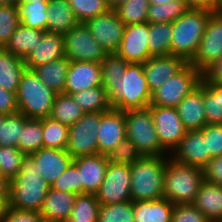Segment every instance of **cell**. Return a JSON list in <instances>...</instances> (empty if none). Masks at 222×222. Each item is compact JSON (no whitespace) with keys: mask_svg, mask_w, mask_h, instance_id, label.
I'll use <instances>...</instances> for the list:
<instances>
[{"mask_svg":"<svg viewBox=\"0 0 222 222\" xmlns=\"http://www.w3.org/2000/svg\"><path fill=\"white\" fill-rule=\"evenodd\" d=\"M102 85L108 92L110 105L116 110L142 109L150 105L152 94L142 63H129L123 79L102 81Z\"/></svg>","mask_w":222,"mask_h":222,"instance_id":"6da1fadb","label":"cell"},{"mask_svg":"<svg viewBox=\"0 0 222 222\" xmlns=\"http://www.w3.org/2000/svg\"><path fill=\"white\" fill-rule=\"evenodd\" d=\"M50 187L38 173L33 159L26 155L19 173L9 181L8 205L14 209L40 212Z\"/></svg>","mask_w":222,"mask_h":222,"instance_id":"7a4b0ae2","label":"cell"},{"mask_svg":"<svg viewBox=\"0 0 222 222\" xmlns=\"http://www.w3.org/2000/svg\"><path fill=\"white\" fill-rule=\"evenodd\" d=\"M212 13L207 9L189 8L172 22V55L183 58L187 63L193 59Z\"/></svg>","mask_w":222,"mask_h":222,"instance_id":"3957f363","label":"cell"},{"mask_svg":"<svg viewBox=\"0 0 222 222\" xmlns=\"http://www.w3.org/2000/svg\"><path fill=\"white\" fill-rule=\"evenodd\" d=\"M203 181L202 168L166 158L163 192L172 204H193Z\"/></svg>","mask_w":222,"mask_h":222,"instance_id":"277c9868","label":"cell"},{"mask_svg":"<svg viewBox=\"0 0 222 222\" xmlns=\"http://www.w3.org/2000/svg\"><path fill=\"white\" fill-rule=\"evenodd\" d=\"M168 156H142L131 169V200L146 201L164 197L163 183Z\"/></svg>","mask_w":222,"mask_h":222,"instance_id":"5b68a950","label":"cell"},{"mask_svg":"<svg viewBox=\"0 0 222 222\" xmlns=\"http://www.w3.org/2000/svg\"><path fill=\"white\" fill-rule=\"evenodd\" d=\"M57 93L42 83L35 72L25 69L16 93L18 111L27 118L50 116Z\"/></svg>","mask_w":222,"mask_h":222,"instance_id":"8992f818","label":"cell"},{"mask_svg":"<svg viewBox=\"0 0 222 222\" xmlns=\"http://www.w3.org/2000/svg\"><path fill=\"white\" fill-rule=\"evenodd\" d=\"M126 132L142 156H170L161 146L151 110L147 108L124 111Z\"/></svg>","mask_w":222,"mask_h":222,"instance_id":"52a82bcc","label":"cell"},{"mask_svg":"<svg viewBox=\"0 0 222 222\" xmlns=\"http://www.w3.org/2000/svg\"><path fill=\"white\" fill-rule=\"evenodd\" d=\"M201 80L202 73L188 63L177 75L165 81L152 93L149 106L176 108L188 94L199 86Z\"/></svg>","mask_w":222,"mask_h":222,"instance_id":"ba28073f","label":"cell"},{"mask_svg":"<svg viewBox=\"0 0 222 222\" xmlns=\"http://www.w3.org/2000/svg\"><path fill=\"white\" fill-rule=\"evenodd\" d=\"M101 112L85 113L76 123L69 126V140L66 151L73 159L99 154L97 130Z\"/></svg>","mask_w":222,"mask_h":222,"instance_id":"9c48e42d","label":"cell"},{"mask_svg":"<svg viewBox=\"0 0 222 222\" xmlns=\"http://www.w3.org/2000/svg\"><path fill=\"white\" fill-rule=\"evenodd\" d=\"M65 57L70 61L101 62L108 54L85 23H78L63 35Z\"/></svg>","mask_w":222,"mask_h":222,"instance_id":"30bf717a","label":"cell"},{"mask_svg":"<svg viewBox=\"0 0 222 222\" xmlns=\"http://www.w3.org/2000/svg\"><path fill=\"white\" fill-rule=\"evenodd\" d=\"M130 183V166L109 162L104 180L95 194L100 205L132 201Z\"/></svg>","mask_w":222,"mask_h":222,"instance_id":"8fae6325","label":"cell"},{"mask_svg":"<svg viewBox=\"0 0 222 222\" xmlns=\"http://www.w3.org/2000/svg\"><path fill=\"white\" fill-rule=\"evenodd\" d=\"M220 57H222V12L217 11L210 15L196 54L189 64L203 73Z\"/></svg>","mask_w":222,"mask_h":222,"instance_id":"7c38bea8","label":"cell"},{"mask_svg":"<svg viewBox=\"0 0 222 222\" xmlns=\"http://www.w3.org/2000/svg\"><path fill=\"white\" fill-rule=\"evenodd\" d=\"M156 133L161 146L171 154L186 135L187 129L183 125L176 108L149 106Z\"/></svg>","mask_w":222,"mask_h":222,"instance_id":"4fadbf2b","label":"cell"},{"mask_svg":"<svg viewBox=\"0 0 222 222\" xmlns=\"http://www.w3.org/2000/svg\"><path fill=\"white\" fill-rule=\"evenodd\" d=\"M93 37L107 53H115L122 41L125 24L114 9L99 14L85 22Z\"/></svg>","mask_w":222,"mask_h":222,"instance_id":"5bb4252c","label":"cell"},{"mask_svg":"<svg viewBox=\"0 0 222 222\" xmlns=\"http://www.w3.org/2000/svg\"><path fill=\"white\" fill-rule=\"evenodd\" d=\"M148 22L125 25L122 41L115 52L129 63H144L148 50Z\"/></svg>","mask_w":222,"mask_h":222,"instance_id":"9a60e30c","label":"cell"},{"mask_svg":"<svg viewBox=\"0 0 222 222\" xmlns=\"http://www.w3.org/2000/svg\"><path fill=\"white\" fill-rule=\"evenodd\" d=\"M97 134L99 153L108 155L127 136L124 111L112 108L101 112Z\"/></svg>","mask_w":222,"mask_h":222,"instance_id":"2e32d148","label":"cell"},{"mask_svg":"<svg viewBox=\"0 0 222 222\" xmlns=\"http://www.w3.org/2000/svg\"><path fill=\"white\" fill-rule=\"evenodd\" d=\"M143 64L151 94L163 83L179 73L188 63L172 54L150 57Z\"/></svg>","mask_w":222,"mask_h":222,"instance_id":"e0dca14e","label":"cell"},{"mask_svg":"<svg viewBox=\"0 0 222 222\" xmlns=\"http://www.w3.org/2000/svg\"><path fill=\"white\" fill-rule=\"evenodd\" d=\"M170 157L179 163L203 169L209 162L207 137L200 130L187 131Z\"/></svg>","mask_w":222,"mask_h":222,"instance_id":"ac0fdd59","label":"cell"},{"mask_svg":"<svg viewBox=\"0 0 222 222\" xmlns=\"http://www.w3.org/2000/svg\"><path fill=\"white\" fill-rule=\"evenodd\" d=\"M102 85L100 62L70 61L64 93L72 95L88 88Z\"/></svg>","mask_w":222,"mask_h":222,"instance_id":"d6986e66","label":"cell"},{"mask_svg":"<svg viewBox=\"0 0 222 222\" xmlns=\"http://www.w3.org/2000/svg\"><path fill=\"white\" fill-rule=\"evenodd\" d=\"M29 156L50 186L73 162V157L65 149L42 147Z\"/></svg>","mask_w":222,"mask_h":222,"instance_id":"ffe728a7","label":"cell"},{"mask_svg":"<svg viewBox=\"0 0 222 222\" xmlns=\"http://www.w3.org/2000/svg\"><path fill=\"white\" fill-rule=\"evenodd\" d=\"M80 171L83 194H96L104 180L109 160L107 155L95 154L73 159Z\"/></svg>","mask_w":222,"mask_h":222,"instance_id":"44dd1931","label":"cell"},{"mask_svg":"<svg viewBox=\"0 0 222 222\" xmlns=\"http://www.w3.org/2000/svg\"><path fill=\"white\" fill-rule=\"evenodd\" d=\"M187 131L201 130L207 124L203 101V80L176 107Z\"/></svg>","mask_w":222,"mask_h":222,"instance_id":"7402d4cb","label":"cell"},{"mask_svg":"<svg viewBox=\"0 0 222 222\" xmlns=\"http://www.w3.org/2000/svg\"><path fill=\"white\" fill-rule=\"evenodd\" d=\"M65 57L63 35L59 33L45 32L41 41L24 59L27 69H33Z\"/></svg>","mask_w":222,"mask_h":222,"instance_id":"603a6c76","label":"cell"},{"mask_svg":"<svg viewBox=\"0 0 222 222\" xmlns=\"http://www.w3.org/2000/svg\"><path fill=\"white\" fill-rule=\"evenodd\" d=\"M77 194L50 187L40 214L45 220L66 222L72 212Z\"/></svg>","mask_w":222,"mask_h":222,"instance_id":"cb8c5ba5","label":"cell"},{"mask_svg":"<svg viewBox=\"0 0 222 222\" xmlns=\"http://www.w3.org/2000/svg\"><path fill=\"white\" fill-rule=\"evenodd\" d=\"M193 205L211 222L222 220V186L204 180Z\"/></svg>","mask_w":222,"mask_h":222,"instance_id":"d4e9b609","label":"cell"},{"mask_svg":"<svg viewBox=\"0 0 222 222\" xmlns=\"http://www.w3.org/2000/svg\"><path fill=\"white\" fill-rule=\"evenodd\" d=\"M174 204L166 198L133 202L135 222H171Z\"/></svg>","mask_w":222,"mask_h":222,"instance_id":"484cf974","label":"cell"},{"mask_svg":"<svg viewBox=\"0 0 222 222\" xmlns=\"http://www.w3.org/2000/svg\"><path fill=\"white\" fill-rule=\"evenodd\" d=\"M47 13V32L64 35L79 23L68 0H50Z\"/></svg>","mask_w":222,"mask_h":222,"instance_id":"4316f807","label":"cell"},{"mask_svg":"<svg viewBox=\"0 0 222 222\" xmlns=\"http://www.w3.org/2000/svg\"><path fill=\"white\" fill-rule=\"evenodd\" d=\"M25 66L24 60L0 48V86L10 92L17 93Z\"/></svg>","mask_w":222,"mask_h":222,"instance_id":"83f0119b","label":"cell"},{"mask_svg":"<svg viewBox=\"0 0 222 222\" xmlns=\"http://www.w3.org/2000/svg\"><path fill=\"white\" fill-rule=\"evenodd\" d=\"M70 60L66 57L39 65L32 70L39 80L56 93H64Z\"/></svg>","mask_w":222,"mask_h":222,"instance_id":"f1b7e54d","label":"cell"},{"mask_svg":"<svg viewBox=\"0 0 222 222\" xmlns=\"http://www.w3.org/2000/svg\"><path fill=\"white\" fill-rule=\"evenodd\" d=\"M45 32L20 24L4 48L24 60L41 41Z\"/></svg>","mask_w":222,"mask_h":222,"instance_id":"f546056e","label":"cell"},{"mask_svg":"<svg viewBox=\"0 0 222 222\" xmlns=\"http://www.w3.org/2000/svg\"><path fill=\"white\" fill-rule=\"evenodd\" d=\"M172 23H148V50L151 57L171 54Z\"/></svg>","mask_w":222,"mask_h":222,"instance_id":"4dcf8cb0","label":"cell"},{"mask_svg":"<svg viewBox=\"0 0 222 222\" xmlns=\"http://www.w3.org/2000/svg\"><path fill=\"white\" fill-rule=\"evenodd\" d=\"M84 113L107 112L112 109L108 92L103 86L88 88L71 95Z\"/></svg>","mask_w":222,"mask_h":222,"instance_id":"1f68e13d","label":"cell"},{"mask_svg":"<svg viewBox=\"0 0 222 222\" xmlns=\"http://www.w3.org/2000/svg\"><path fill=\"white\" fill-rule=\"evenodd\" d=\"M84 114V111L71 95L57 93L49 117L55 121L71 126Z\"/></svg>","mask_w":222,"mask_h":222,"instance_id":"d6a6232c","label":"cell"},{"mask_svg":"<svg viewBox=\"0 0 222 222\" xmlns=\"http://www.w3.org/2000/svg\"><path fill=\"white\" fill-rule=\"evenodd\" d=\"M17 147L25 155H30L43 147L42 118H28L25 121Z\"/></svg>","mask_w":222,"mask_h":222,"instance_id":"836d02e7","label":"cell"},{"mask_svg":"<svg viewBox=\"0 0 222 222\" xmlns=\"http://www.w3.org/2000/svg\"><path fill=\"white\" fill-rule=\"evenodd\" d=\"M48 2L17 4L19 21L22 25L47 31Z\"/></svg>","mask_w":222,"mask_h":222,"instance_id":"e575fe53","label":"cell"},{"mask_svg":"<svg viewBox=\"0 0 222 222\" xmlns=\"http://www.w3.org/2000/svg\"><path fill=\"white\" fill-rule=\"evenodd\" d=\"M100 203L95 194H77L66 222H98Z\"/></svg>","mask_w":222,"mask_h":222,"instance_id":"d590c367","label":"cell"},{"mask_svg":"<svg viewBox=\"0 0 222 222\" xmlns=\"http://www.w3.org/2000/svg\"><path fill=\"white\" fill-rule=\"evenodd\" d=\"M189 7L185 0H173L164 4H150L147 22H174L178 17L183 15Z\"/></svg>","mask_w":222,"mask_h":222,"instance_id":"8d00e7d4","label":"cell"},{"mask_svg":"<svg viewBox=\"0 0 222 222\" xmlns=\"http://www.w3.org/2000/svg\"><path fill=\"white\" fill-rule=\"evenodd\" d=\"M43 147L65 149L68 146L69 126L50 117L42 118Z\"/></svg>","mask_w":222,"mask_h":222,"instance_id":"74e56055","label":"cell"},{"mask_svg":"<svg viewBox=\"0 0 222 222\" xmlns=\"http://www.w3.org/2000/svg\"><path fill=\"white\" fill-rule=\"evenodd\" d=\"M28 118L21 112H15L4 116L0 128V146L17 147L23 125Z\"/></svg>","mask_w":222,"mask_h":222,"instance_id":"f35d334b","label":"cell"},{"mask_svg":"<svg viewBox=\"0 0 222 222\" xmlns=\"http://www.w3.org/2000/svg\"><path fill=\"white\" fill-rule=\"evenodd\" d=\"M150 4L148 0H126L114 8L125 25L147 22Z\"/></svg>","mask_w":222,"mask_h":222,"instance_id":"ab89813d","label":"cell"},{"mask_svg":"<svg viewBox=\"0 0 222 222\" xmlns=\"http://www.w3.org/2000/svg\"><path fill=\"white\" fill-rule=\"evenodd\" d=\"M98 222H135L133 201L100 205Z\"/></svg>","mask_w":222,"mask_h":222,"instance_id":"60d3db41","label":"cell"},{"mask_svg":"<svg viewBox=\"0 0 222 222\" xmlns=\"http://www.w3.org/2000/svg\"><path fill=\"white\" fill-rule=\"evenodd\" d=\"M25 156L18 147L0 146V173L8 181L12 180L19 173Z\"/></svg>","mask_w":222,"mask_h":222,"instance_id":"b9f144b4","label":"cell"},{"mask_svg":"<svg viewBox=\"0 0 222 222\" xmlns=\"http://www.w3.org/2000/svg\"><path fill=\"white\" fill-rule=\"evenodd\" d=\"M20 24L17 5H0V48L6 46Z\"/></svg>","mask_w":222,"mask_h":222,"instance_id":"7bdbcfd3","label":"cell"},{"mask_svg":"<svg viewBox=\"0 0 222 222\" xmlns=\"http://www.w3.org/2000/svg\"><path fill=\"white\" fill-rule=\"evenodd\" d=\"M68 3L79 23H85L109 10L105 0H68Z\"/></svg>","mask_w":222,"mask_h":222,"instance_id":"ee69618b","label":"cell"},{"mask_svg":"<svg viewBox=\"0 0 222 222\" xmlns=\"http://www.w3.org/2000/svg\"><path fill=\"white\" fill-rule=\"evenodd\" d=\"M52 189L74 194H83V183H81L80 171L72 162L68 168L51 185Z\"/></svg>","mask_w":222,"mask_h":222,"instance_id":"f6af8a7d","label":"cell"},{"mask_svg":"<svg viewBox=\"0 0 222 222\" xmlns=\"http://www.w3.org/2000/svg\"><path fill=\"white\" fill-rule=\"evenodd\" d=\"M110 163L132 165L138 161L142 154L137 150L131 140L125 138L107 155Z\"/></svg>","mask_w":222,"mask_h":222,"instance_id":"bcb514c9","label":"cell"},{"mask_svg":"<svg viewBox=\"0 0 222 222\" xmlns=\"http://www.w3.org/2000/svg\"><path fill=\"white\" fill-rule=\"evenodd\" d=\"M102 68V81H116L126 75V67L129 62L125 61L116 53H108L100 62Z\"/></svg>","mask_w":222,"mask_h":222,"instance_id":"7dc6e473","label":"cell"},{"mask_svg":"<svg viewBox=\"0 0 222 222\" xmlns=\"http://www.w3.org/2000/svg\"><path fill=\"white\" fill-rule=\"evenodd\" d=\"M203 101L207 124H222L220 95L203 81Z\"/></svg>","mask_w":222,"mask_h":222,"instance_id":"c3c4849f","label":"cell"},{"mask_svg":"<svg viewBox=\"0 0 222 222\" xmlns=\"http://www.w3.org/2000/svg\"><path fill=\"white\" fill-rule=\"evenodd\" d=\"M200 131L207 137L209 161L214 156L222 155V124H206Z\"/></svg>","mask_w":222,"mask_h":222,"instance_id":"681fc988","label":"cell"},{"mask_svg":"<svg viewBox=\"0 0 222 222\" xmlns=\"http://www.w3.org/2000/svg\"><path fill=\"white\" fill-rule=\"evenodd\" d=\"M171 222H211L193 204L174 205Z\"/></svg>","mask_w":222,"mask_h":222,"instance_id":"f907efd6","label":"cell"},{"mask_svg":"<svg viewBox=\"0 0 222 222\" xmlns=\"http://www.w3.org/2000/svg\"><path fill=\"white\" fill-rule=\"evenodd\" d=\"M44 217L37 211L14 209L7 205L1 222H43Z\"/></svg>","mask_w":222,"mask_h":222,"instance_id":"816d5d0a","label":"cell"},{"mask_svg":"<svg viewBox=\"0 0 222 222\" xmlns=\"http://www.w3.org/2000/svg\"><path fill=\"white\" fill-rule=\"evenodd\" d=\"M202 170L205 181L222 186V155L212 157Z\"/></svg>","mask_w":222,"mask_h":222,"instance_id":"f5cc1de1","label":"cell"},{"mask_svg":"<svg viewBox=\"0 0 222 222\" xmlns=\"http://www.w3.org/2000/svg\"><path fill=\"white\" fill-rule=\"evenodd\" d=\"M18 112L16 93L7 91L0 86V113L7 115Z\"/></svg>","mask_w":222,"mask_h":222,"instance_id":"db71d44e","label":"cell"},{"mask_svg":"<svg viewBox=\"0 0 222 222\" xmlns=\"http://www.w3.org/2000/svg\"><path fill=\"white\" fill-rule=\"evenodd\" d=\"M202 80L205 83L222 85V57L217 59L202 73Z\"/></svg>","mask_w":222,"mask_h":222,"instance_id":"11a10c76","label":"cell"},{"mask_svg":"<svg viewBox=\"0 0 222 222\" xmlns=\"http://www.w3.org/2000/svg\"><path fill=\"white\" fill-rule=\"evenodd\" d=\"M189 8H202L213 12L220 9L221 0H185Z\"/></svg>","mask_w":222,"mask_h":222,"instance_id":"9f6ffc18","label":"cell"},{"mask_svg":"<svg viewBox=\"0 0 222 222\" xmlns=\"http://www.w3.org/2000/svg\"><path fill=\"white\" fill-rule=\"evenodd\" d=\"M0 197H9V181L0 173Z\"/></svg>","mask_w":222,"mask_h":222,"instance_id":"6f0895ef","label":"cell"},{"mask_svg":"<svg viewBox=\"0 0 222 222\" xmlns=\"http://www.w3.org/2000/svg\"><path fill=\"white\" fill-rule=\"evenodd\" d=\"M215 93L216 95H220V103L222 109V85L216 83H206Z\"/></svg>","mask_w":222,"mask_h":222,"instance_id":"680465c9","label":"cell"},{"mask_svg":"<svg viewBox=\"0 0 222 222\" xmlns=\"http://www.w3.org/2000/svg\"><path fill=\"white\" fill-rule=\"evenodd\" d=\"M7 205H8V197H0V222L2 220V216L5 212Z\"/></svg>","mask_w":222,"mask_h":222,"instance_id":"91938a15","label":"cell"},{"mask_svg":"<svg viewBox=\"0 0 222 222\" xmlns=\"http://www.w3.org/2000/svg\"><path fill=\"white\" fill-rule=\"evenodd\" d=\"M126 0H107L109 9H114L118 5L124 3Z\"/></svg>","mask_w":222,"mask_h":222,"instance_id":"94428289","label":"cell"},{"mask_svg":"<svg viewBox=\"0 0 222 222\" xmlns=\"http://www.w3.org/2000/svg\"><path fill=\"white\" fill-rule=\"evenodd\" d=\"M18 0H0V5H17Z\"/></svg>","mask_w":222,"mask_h":222,"instance_id":"6125c7cd","label":"cell"},{"mask_svg":"<svg viewBox=\"0 0 222 222\" xmlns=\"http://www.w3.org/2000/svg\"><path fill=\"white\" fill-rule=\"evenodd\" d=\"M50 0H18V4H22V3H26V2H34V3H38V2H49Z\"/></svg>","mask_w":222,"mask_h":222,"instance_id":"be15d7a7","label":"cell"},{"mask_svg":"<svg viewBox=\"0 0 222 222\" xmlns=\"http://www.w3.org/2000/svg\"><path fill=\"white\" fill-rule=\"evenodd\" d=\"M173 0H148L149 4H164Z\"/></svg>","mask_w":222,"mask_h":222,"instance_id":"e7e4bbea","label":"cell"},{"mask_svg":"<svg viewBox=\"0 0 222 222\" xmlns=\"http://www.w3.org/2000/svg\"><path fill=\"white\" fill-rule=\"evenodd\" d=\"M4 116H5L4 114L0 113V128L2 127Z\"/></svg>","mask_w":222,"mask_h":222,"instance_id":"03108f58","label":"cell"},{"mask_svg":"<svg viewBox=\"0 0 222 222\" xmlns=\"http://www.w3.org/2000/svg\"><path fill=\"white\" fill-rule=\"evenodd\" d=\"M43 222H60V221H52V220H43Z\"/></svg>","mask_w":222,"mask_h":222,"instance_id":"003e7915","label":"cell"},{"mask_svg":"<svg viewBox=\"0 0 222 222\" xmlns=\"http://www.w3.org/2000/svg\"><path fill=\"white\" fill-rule=\"evenodd\" d=\"M220 12H222V0H221V4H220V9H219Z\"/></svg>","mask_w":222,"mask_h":222,"instance_id":"a7ac6f4b","label":"cell"}]
</instances>
